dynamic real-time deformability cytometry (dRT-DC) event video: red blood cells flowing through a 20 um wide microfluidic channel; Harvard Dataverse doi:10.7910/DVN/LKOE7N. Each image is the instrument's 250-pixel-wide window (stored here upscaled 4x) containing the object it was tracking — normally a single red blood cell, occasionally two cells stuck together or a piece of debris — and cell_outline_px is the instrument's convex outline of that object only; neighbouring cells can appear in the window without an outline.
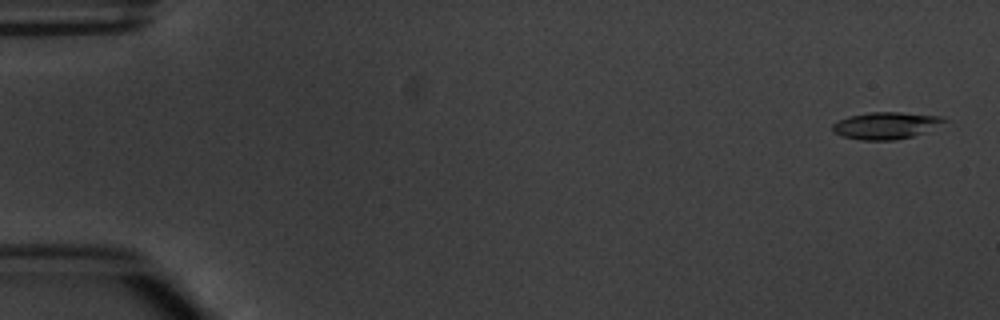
{"species": "common noctule bat (a hibernating species)", "species_latin": "Nyctalus noctula", "temperature_condition": "warm", "stored_images_in_passage": 5, "camera_frame_rate_fps": 3000, "um_per_image_px": 0.085, "animal": {"sex": "male", "body_mass_g": 20.1, "forearm_length_mm": 53.5}, "frame": {"image": 1, "passage_image": 1, "time_ms": 0.0, "image_size_px": [1000, 320], "cell_outline_px": [[948, 120], [924, 132], [912, 136], [896, 140], [860, 140], [840, 136], [832, 128], [832, 124], [848, 116], [872, 112], [900, 112], [940, 116]], "centroid_in_image_um": [75.27, 10.67], "position_along_channel_um": 9.7, "area_um2": 17.34}}
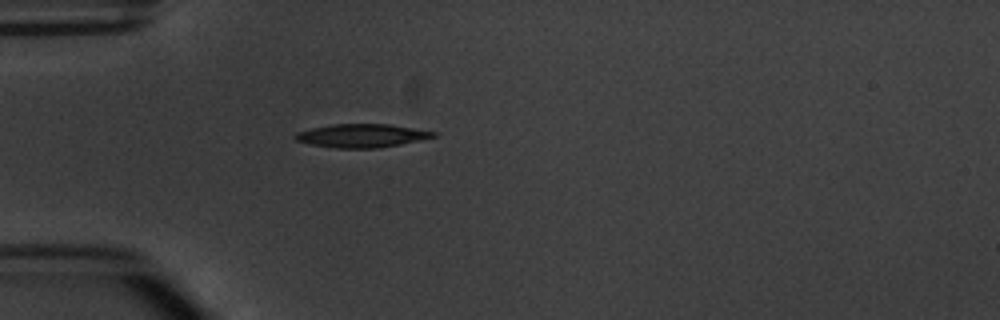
{"frame": {"image": 2, "passage_image": 5, "time_ms": 4.667, "image_size_px": [1000, 320], "cell_outline_px": [[436, 136], [420, 140], [400, 144], [376, 148], [336, 148], [312, 144], [296, 140], [292, 136], [296, 132], [312, 128], [332, 124], [388, 124], [436, 132]], "centroid_in_image_um": [30.71, 11.53], "position_along_channel_um": 54.3, "area_um2": 18.61}}